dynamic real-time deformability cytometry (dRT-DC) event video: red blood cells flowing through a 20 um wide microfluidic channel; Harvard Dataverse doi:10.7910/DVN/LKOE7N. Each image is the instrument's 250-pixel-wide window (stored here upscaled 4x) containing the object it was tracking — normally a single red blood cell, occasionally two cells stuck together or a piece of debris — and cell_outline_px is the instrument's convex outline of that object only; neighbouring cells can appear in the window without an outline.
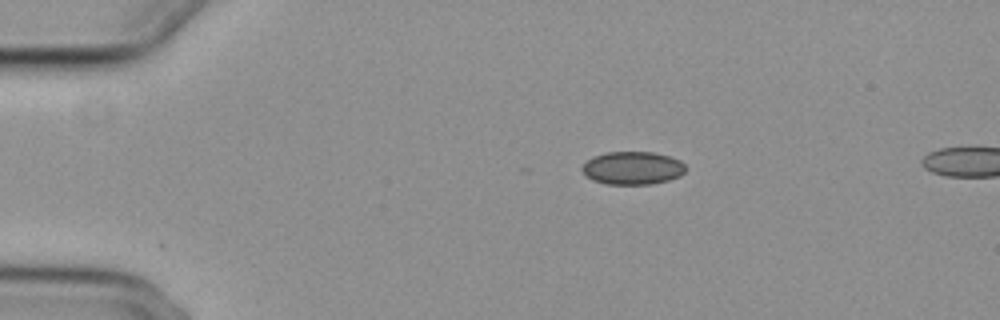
{"species": "common noctule bat (a hibernating species)", "species_latin": "Nyctalus noctula", "temperature_condition": "cold", "stored_images_in_passage": 7, "camera_frame_rate_fps": 3000, "um_per_image_px": 0.085, "animal": {"sex": "female", "body_mass_g": 29.2, "forearm_length_mm": 56.3}, "frame": {"image": 1, "passage_image": 1, "time_ms": 0.0, "image_size_px": [1000, 320], "cell_outline_px": [[684, 172], [680, 176], [668, 180], [652, 184], [608, 184], [592, 180], [580, 168], [592, 156], [608, 152], [652, 152], [668, 156], [680, 160], [684, 164]], "centroid_in_image_um": [53.76, 14.28], "position_along_channel_um": 31.2, "area_um2": 19.77}}